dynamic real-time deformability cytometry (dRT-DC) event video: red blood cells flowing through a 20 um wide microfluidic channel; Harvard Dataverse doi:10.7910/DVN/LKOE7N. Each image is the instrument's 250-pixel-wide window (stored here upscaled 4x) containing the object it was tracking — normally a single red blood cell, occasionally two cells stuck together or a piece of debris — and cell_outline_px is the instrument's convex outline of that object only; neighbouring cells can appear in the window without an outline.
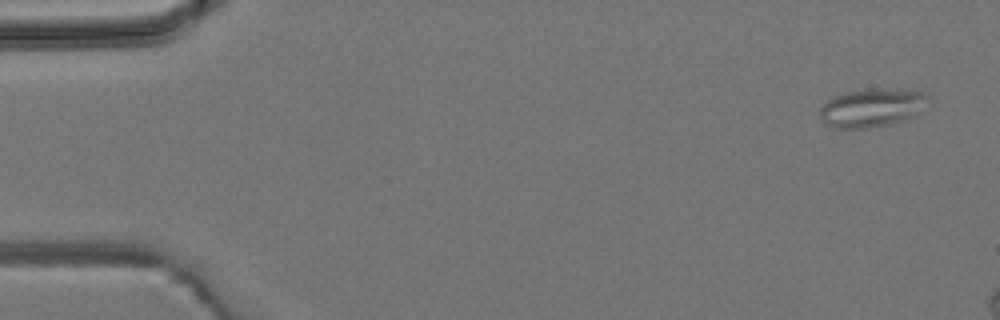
{"species": "common noctule bat (a hibernating species)", "species_latin": "Nyctalus noctula", "temperature_condition": "room temperature", "stored_images_in_passage": 5, "camera_frame_rate_fps": 3000, "um_per_image_px": 0.085, "animal": {"sex": "male", "body_mass_g": 19.2, "forearm_length_mm": 51.8}, "frame": {"image": 1, "passage_image": 1, "time_ms": 0.0, "image_size_px": [1000, 320], "cell_outline_px": [[932, 96], [912, 116], [904, 120], [892, 124], [868, 128], [836, 128], [824, 124], [820, 116], [820, 108], [832, 96], [848, 92], [868, 88], [916, 88]], "centroid_in_image_um": [74.14, 9.12], "position_along_channel_um": 10.9, "area_um2": 24.68}}
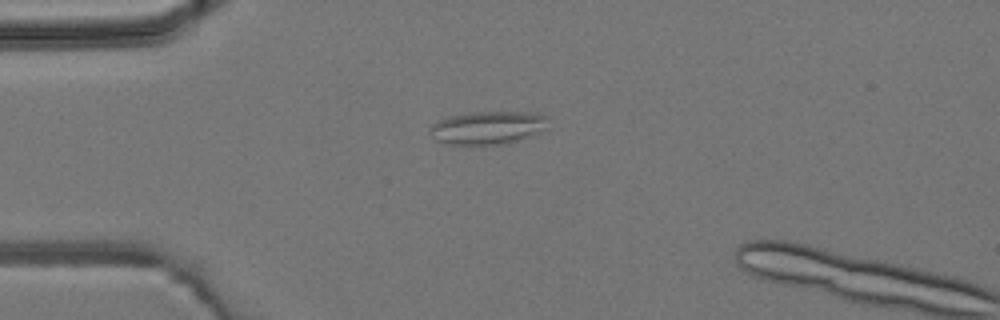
{"frame": {"image": 2, "passage_image": 4, "time_ms": 3.333, "image_size_px": [1000, 320], "cell_outline_px": [[548, 128], [532, 136], [504, 144], [448, 144], [436, 140], [428, 132], [432, 124], [448, 116], [468, 112], [532, 112], [548, 116]], "centroid_in_image_um": [41.49, 10.84], "position_along_channel_um": 43.5, "area_um2": 23.0}}